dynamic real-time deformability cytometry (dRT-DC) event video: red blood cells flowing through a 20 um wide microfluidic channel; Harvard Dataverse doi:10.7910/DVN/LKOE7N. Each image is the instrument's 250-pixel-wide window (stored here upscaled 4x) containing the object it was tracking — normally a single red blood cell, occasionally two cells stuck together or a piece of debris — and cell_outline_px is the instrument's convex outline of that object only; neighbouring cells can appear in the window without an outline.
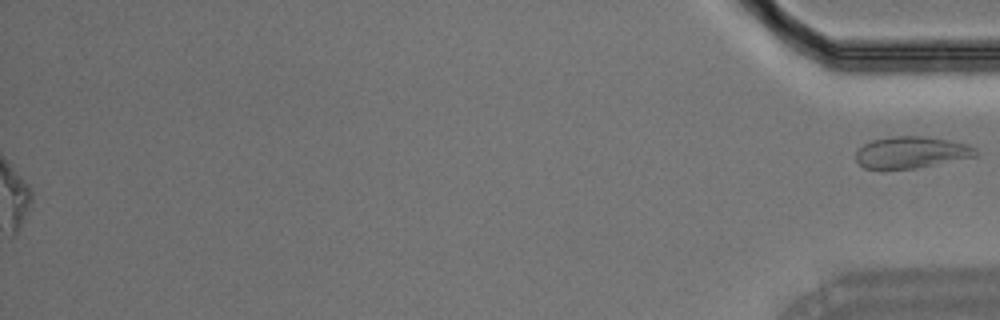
{"species": "Egyptian fruit bat (a non-hibernating species)", "species_latin": "Rousettus aegyptiacus", "temperature_condition": "room temperature", "stored_images_in_passage": 32, "segment_of_instrument_passage": [2, 2], "camera_frame_rate_fps": 3000, "um_per_image_px": 0.085, "animal": {"sex": "male"}, "frame": {"image": 1, "passage_image": 32, "time_ms": 10.333, "image_size_px": [1000, 320], "cell_outline_px": [[980, 156], [916, 168], [864, 168], [856, 160], [856, 152], [864, 144], [872, 140], [892, 136], [924, 136], [948, 140], [968, 144], [976, 148], [980, 152]], "centroid_in_image_um": [77.54, 12.94], "position_along_channel_um": 357.7, "area_um2": 22.14}}